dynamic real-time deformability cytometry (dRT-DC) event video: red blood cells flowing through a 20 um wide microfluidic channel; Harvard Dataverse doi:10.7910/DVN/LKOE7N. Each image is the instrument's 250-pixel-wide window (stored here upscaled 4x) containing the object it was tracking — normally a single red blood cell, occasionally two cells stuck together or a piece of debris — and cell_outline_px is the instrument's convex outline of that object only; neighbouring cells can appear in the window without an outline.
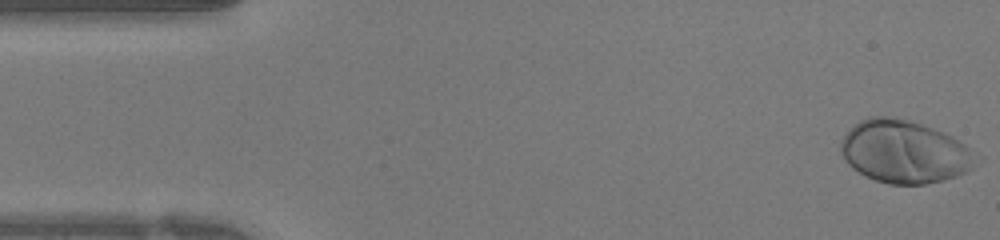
{"species": "human", "species_latin": "Homo sapiens", "temperature_condition": "warm", "stored_images_in_passage": 11, "camera_frame_rate_fps": 3000, "um_per_image_px": 0.085, "donor": {"sex": "female"}, "frame": {"image": 1, "passage_image": 1, "time_ms": 0.0, "image_size_px": [1000, 240], "cell_outline_px": [[976, 164], [972, 168], [956, 176], [944, 180], [924, 184], [888, 184], [876, 180], [852, 168], [844, 160], [840, 152], [840, 140], [860, 120], [872, 116], [884, 116], [908, 120], [944, 132], [960, 140], [968, 148], [976, 160]], "centroid_in_image_um": [76.84, 12.9], "position_along_channel_um": 8.2, "area_um2": 48.96}}